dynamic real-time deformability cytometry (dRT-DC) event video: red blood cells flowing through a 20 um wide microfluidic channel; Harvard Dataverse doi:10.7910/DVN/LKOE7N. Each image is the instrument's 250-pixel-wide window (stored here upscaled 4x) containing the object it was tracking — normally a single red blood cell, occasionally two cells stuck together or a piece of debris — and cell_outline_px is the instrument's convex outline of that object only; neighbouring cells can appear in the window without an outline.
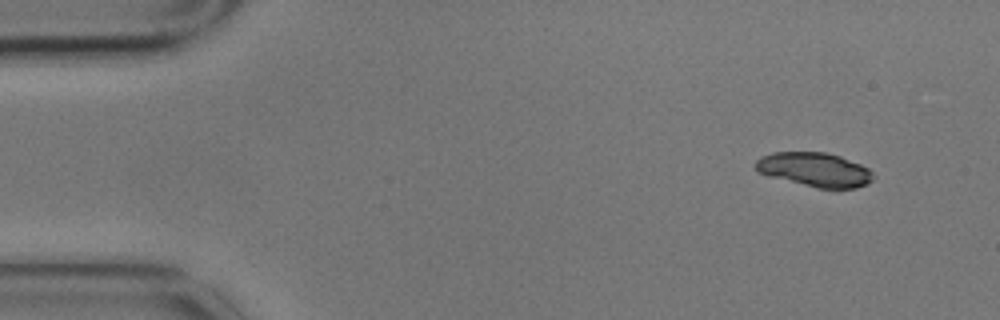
{"species": "common noctule bat (a hibernating species)", "species_latin": "Nyctalus noctula", "temperature_condition": "cold", "stored_images_in_passage": 4, "camera_frame_rate_fps": 3000, "um_per_image_px": 0.085, "animal": {"sex": "male", "body_mass_g": 17.9}, "frame": {"image": 1, "passage_image": 1, "time_ms": 0.0, "image_size_px": [1000, 320], "cell_outline_px": [[876, 176], [868, 184], [856, 188], [820, 188], [768, 176], [756, 172], [756, 160], [760, 156], [772, 152], [828, 152], [840, 156], [860, 164], [868, 168]], "centroid_in_image_um": [69.25, 14.41], "position_along_channel_um": 15.7, "area_um2": 23.47}}
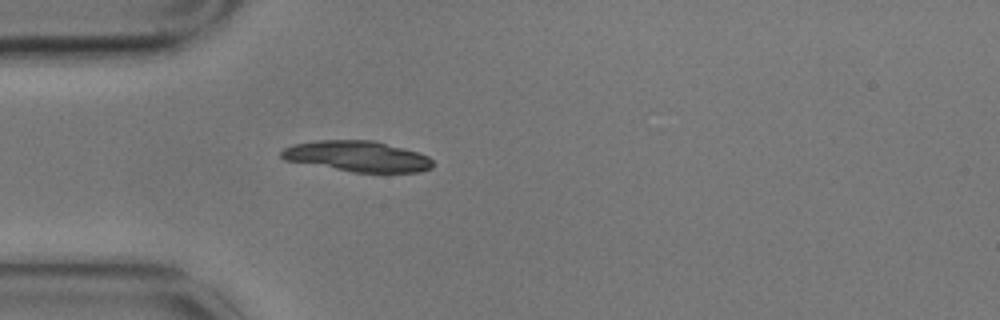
{"frame": {"image": 2, "passage_image": 4, "time_ms": 1.0, "image_size_px": [1000, 320], "cell_outline_px": [[432, 168], [420, 172], [352, 172], [284, 160], [280, 156], [280, 152], [284, 148], [292, 144], [316, 140], [372, 140], [404, 148], [428, 156], [432, 160]], "centroid_in_image_um": [30.34, 13.28], "position_along_channel_um": 54.7, "area_um2": 27.11}}